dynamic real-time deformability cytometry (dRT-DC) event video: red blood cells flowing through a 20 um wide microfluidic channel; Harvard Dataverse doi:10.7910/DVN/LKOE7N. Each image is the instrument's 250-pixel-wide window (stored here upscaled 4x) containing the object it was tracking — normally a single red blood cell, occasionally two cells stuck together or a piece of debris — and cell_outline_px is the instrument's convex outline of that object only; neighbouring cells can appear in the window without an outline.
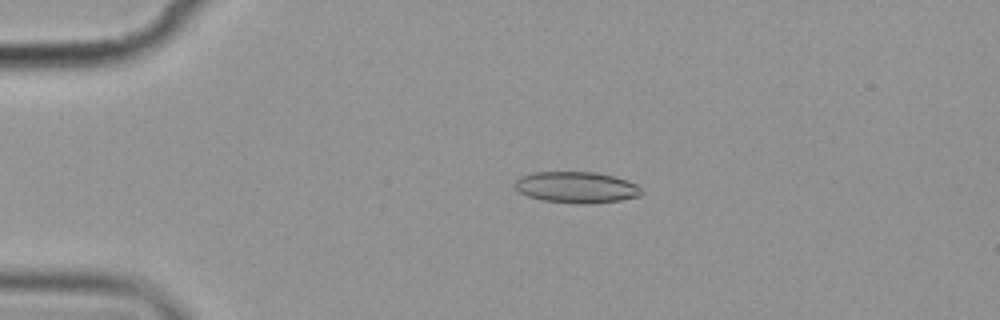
{"species": "common noctule bat (a hibernating species)", "species_latin": "Nyctalus noctula", "temperature_condition": "cold", "stored_images_in_passage": 6, "camera_frame_rate_fps": 3000, "um_per_image_px": 0.085, "animal": {"sex": "female", "body_mass_g": 19.9}, "frame": {"image": 1, "passage_image": 4, "time_ms": 3.667, "image_size_px": [1000, 320], "cell_outline_px": [[644, 192], [640, 196], [620, 200], [584, 204], [580, 204], [544, 200], [528, 196], [520, 192], [512, 184], [520, 176], [532, 172], [596, 172], [628, 180], [636, 184]], "centroid_in_image_um": [48.99, 15.91], "position_along_channel_um": 36.0, "area_um2": 23.06}}